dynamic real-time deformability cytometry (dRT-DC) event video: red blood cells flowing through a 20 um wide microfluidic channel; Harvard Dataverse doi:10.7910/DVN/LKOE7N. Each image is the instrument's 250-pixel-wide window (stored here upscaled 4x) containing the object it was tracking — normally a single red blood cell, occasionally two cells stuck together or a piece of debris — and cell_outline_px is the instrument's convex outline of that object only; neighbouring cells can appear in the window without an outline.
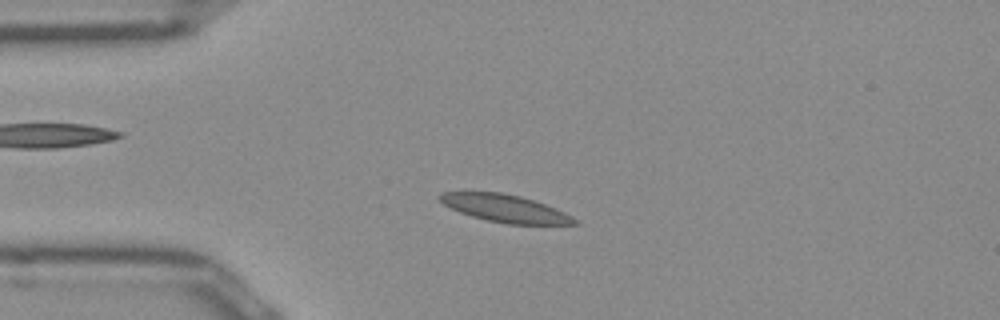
{"species": "Egyptian fruit bat (a non-hibernating species)", "species_latin": "Rousettus aegyptiacus", "temperature_condition": "room temperature", "stored_images_in_passage": 40, "camera_frame_rate_fps": 3000, "um_per_image_px": 0.085, "frame": {"image": 1, "passage_image": 10, "time_ms": 3.0, "image_size_px": [1000, 320], "cell_outline_px": [[580, 224], [508, 224], [488, 220], [472, 216], [460, 212], [444, 204], [436, 196], [440, 192], [504, 192], [520, 196], [556, 208], [572, 216]], "centroid_in_image_um": [42.92, 17.7], "position_along_channel_um": 42.1, "area_um2": 21.39}}
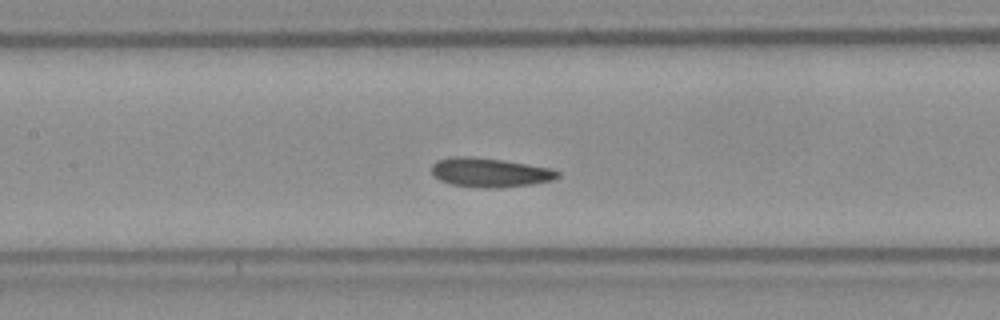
{"frame": {"image": 2, "passage_image": 21, "time_ms": 6.667, "image_size_px": [1000, 320], "cell_outline_px": [[560, 176], [552, 180], [532, 184], [496, 188], [484, 188], [452, 184], [440, 180], [432, 172], [432, 164], [436, 160], [452, 156], [472, 156], [504, 160], [552, 168], [560, 172]], "centroid_in_image_um": [41.65, 14.65], "position_along_channel_um": 165.7, "area_um2": 21.5}}
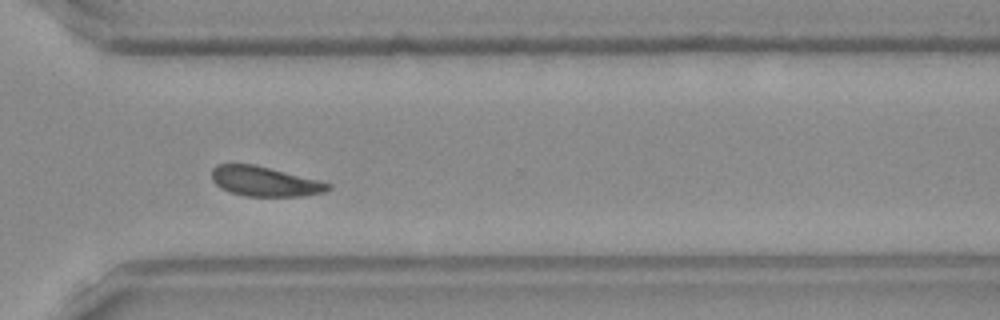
{"frame": {"image": 3, "passage_image": 35, "time_ms": 11.333, "image_size_px": [1000, 320], "cell_outline_px": [[332, 188], [324, 192], [304, 196], [248, 196], [232, 192], [220, 188], [212, 180], [212, 168], [216, 164], [252, 164], [332, 184]], "centroid_in_image_um": [22.47, 15.43], "position_along_channel_um": 348.1, "area_um2": 19.83}, "authors_computed_cell_mechanics": {"area_um2": 21.3571, "velocity_mm_per_s": 3.9058, "shape_relaxation_time_tau1_ms": null, "shape_relaxation_time_tau2_ms": 2.917, "deformation_change_tau1": null, "deformation_change_tau2": 0.0799}}